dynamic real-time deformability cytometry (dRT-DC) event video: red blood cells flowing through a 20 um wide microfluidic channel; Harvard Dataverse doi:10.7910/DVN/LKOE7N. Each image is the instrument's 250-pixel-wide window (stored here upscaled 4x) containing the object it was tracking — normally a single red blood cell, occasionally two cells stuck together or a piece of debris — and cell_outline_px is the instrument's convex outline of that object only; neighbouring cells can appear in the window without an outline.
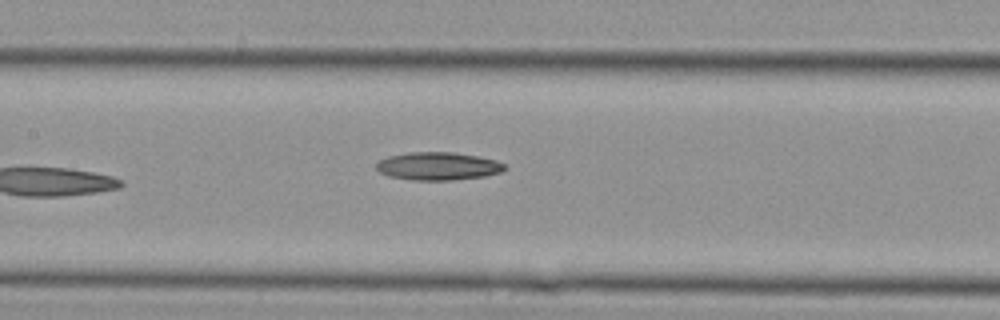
{"species": "Egyptian fruit bat (a non-hibernating species)", "species_latin": "Rousettus aegyptiacus", "temperature_condition": "cold", "stored_images_in_passage": 6, "camera_frame_rate_fps": 3000, "um_per_image_px": 0.085, "animal": {"sex": "female"}, "frame": {"image": 1, "passage_image": 6, "time_ms": 1.667, "image_size_px": [1000, 320], "cell_outline_px": [[508, 168], [500, 172], [484, 176], [452, 180], [412, 180], [388, 176], [380, 172], [376, 168], [376, 164], [380, 160], [388, 156], [408, 152], [452, 152], [476, 156], [496, 160], [504, 164]], "centroid_in_image_um": [37.22, 14.12], "position_along_channel_um": 170.2, "area_um2": 20.87}}